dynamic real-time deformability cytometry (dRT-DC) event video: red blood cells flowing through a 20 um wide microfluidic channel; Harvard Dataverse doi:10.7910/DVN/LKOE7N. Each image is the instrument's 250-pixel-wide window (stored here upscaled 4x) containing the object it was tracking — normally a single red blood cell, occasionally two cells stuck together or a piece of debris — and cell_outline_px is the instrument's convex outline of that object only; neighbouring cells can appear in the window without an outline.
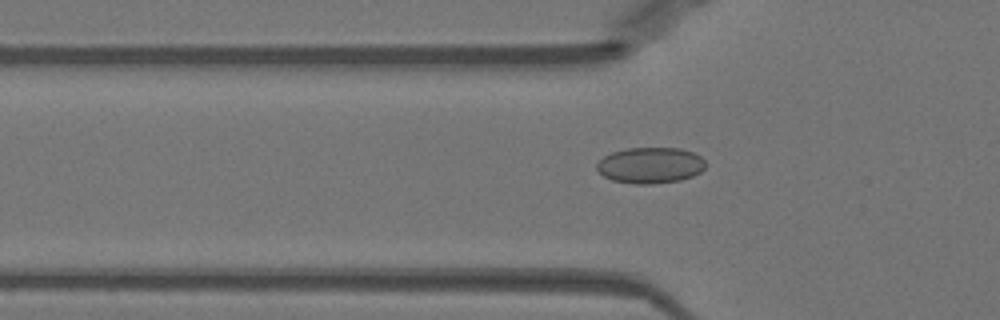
{"species": "Egyptian fruit bat (a non-hibernating species)", "species_latin": "Rousettus aegyptiacus", "temperature_condition": "warm", "stored_images_in_passage": 36, "camera_frame_rate_fps": 3000, "um_per_image_px": 0.085, "animal": {"sex": "female"}, "frame": {"image": 1, "passage_image": 2, "time_ms": 0.333, "image_size_px": [1000, 320], "cell_outline_px": [[704, 168], [700, 172], [692, 176], [680, 180], [652, 184], [636, 184], [612, 180], [604, 176], [596, 168], [596, 164], [604, 156], [612, 152], [628, 148], [680, 148], [692, 152], [700, 156], [704, 160]], "centroid_in_image_um": [55.27, 14.05], "position_along_channel_um": 70.5, "area_um2": 22.72}}
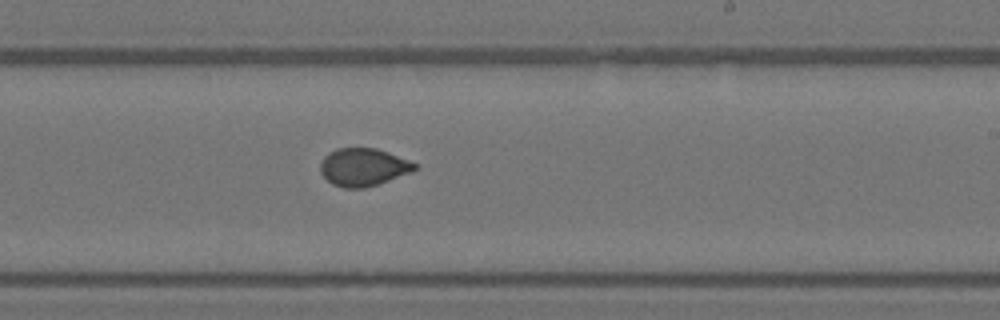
{"frame": {"image": 2, "passage_image": 16, "time_ms": 5.0, "image_size_px": [1000, 320], "cell_outline_px": [[416, 168], [412, 172], [364, 188], [344, 188], [332, 184], [320, 172], [320, 164], [324, 156], [328, 152], [336, 148], [376, 148], [388, 152], [416, 164]], "centroid_in_image_um": [30.83, 14.2], "position_along_channel_um": 258.2, "area_um2": 20.58}}
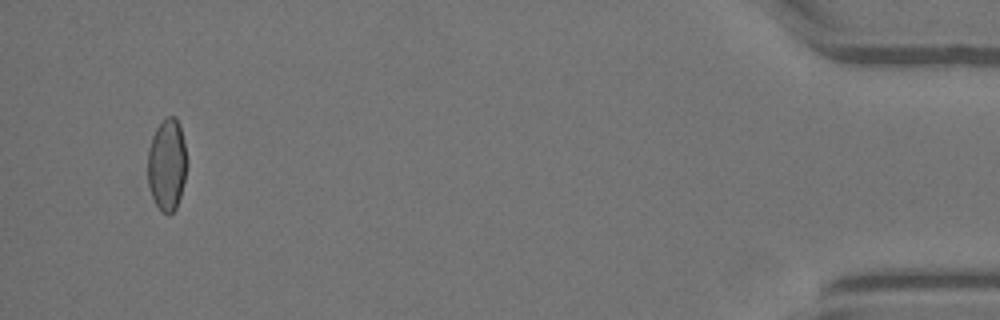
{"frame": {"image": 3, "passage_image": 34, "time_ms": 11.0, "image_size_px": [1000, 320], "cell_outline_px": [[188, 164], [180, 196], [176, 208], [168, 216], [160, 212], [152, 196], [148, 184], [148, 148], [152, 136], [156, 128], [168, 116], [176, 116], [180, 124], [188, 160]], "centroid_in_image_um": [14.2, 14.0], "position_along_channel_um": 421.0, "area_um2": 21.27}}